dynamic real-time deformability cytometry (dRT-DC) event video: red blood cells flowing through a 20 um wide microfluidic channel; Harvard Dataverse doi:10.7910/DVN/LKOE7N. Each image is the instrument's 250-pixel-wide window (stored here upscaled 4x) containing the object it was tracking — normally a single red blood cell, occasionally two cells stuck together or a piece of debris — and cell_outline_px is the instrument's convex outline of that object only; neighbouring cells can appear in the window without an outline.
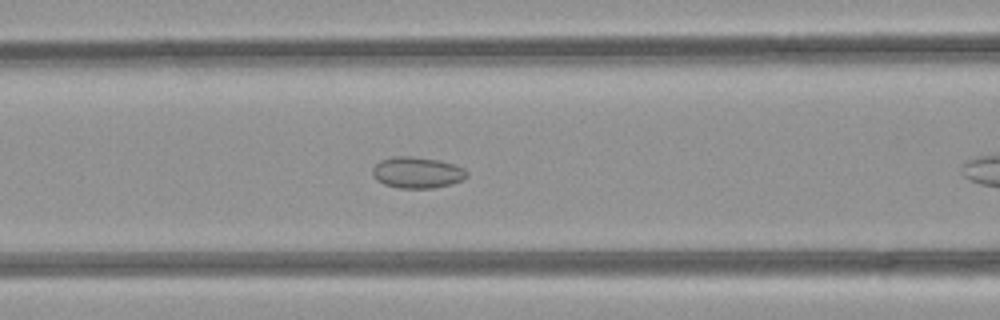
{"species": "common noctule bat (a hibernating species)", "species_latin": "Nyctalus noctula", "temperature_condition": "room temperature", "stored_images_in_passage": 41, "camera_frame_rate_fps": 3000, "um_per_image_px": 0.085, "animal": {"sex": "female", "body_mass_g": 21.9}, "frame": {"image": 1, "passage_image": 10, "time_ms": 3.0, "image_size_px": [1000, 320], "cell_outline_px": [[468, 176], [464, 180], [432, 188], [400, 188], [384, 184], [376, 180], [372, 176], [372, 168], [380, 160], [396, 156], [408, 156], [440, 160], [464, 168], [468, 172]], "centroid_in_image_um": [35.45, 14.66], "position_along_channel_um": 131.2, "area_um2": 17.17}}
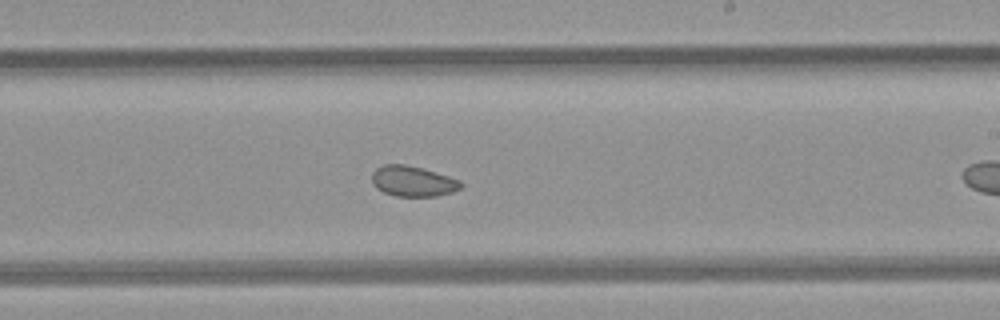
{"frame": {"image": 2, "passage_image": 19, "time_ms": 6.0, "image_size_px": [1000, 320], "cell_outline_px": [[464, 184], [460, 188], [452, 192], [436, 196], [396, 196], [384, 192], [376, 188], [372, 184], [372, 172], [376, 168], [384, 164], [404, 164], [424, 168], [460, 180]], "centroid_in_image_um": [35.08, 15.39], "position_along_channel_um": 253.9, "area_um2": 15.9}}
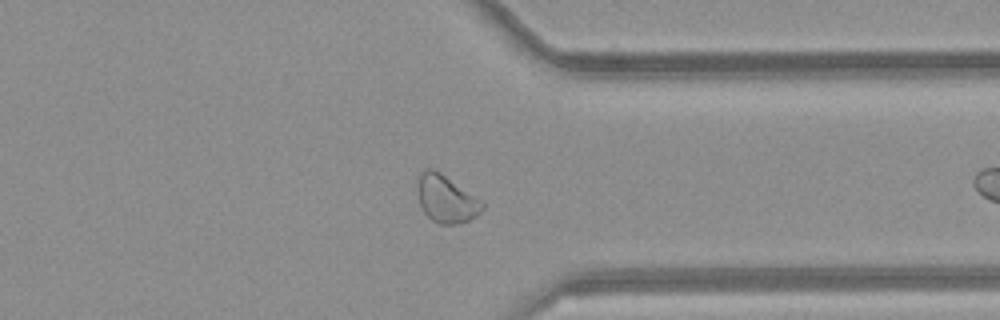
{"frame": {"image": 3, "passage_image": 28, "time_ms": 9.0, "image_size_px": [1000, 320], "cell_outline_px": [[484, 208], [476, 216], [468, 220], [456, 224], [440, 224], [432, 220], [424, 212], [420, 204], [416, 184], [416, 180], [420, 172], [424, 168], [432, 168], [440, 172], [480, 200], [484, 204]], "centroid_in_image_um": [37.88, 16.89], "position_along_channel_um": 373.5, "area_um2": 17.8}, "authors_computed_cell_mechanics": {"area_um2": 17.34, "velocity_mm_per_s": 4.1023, "shape_relaxation_time_tau1_ms": null, "shape_relaxation_time_tau2_ms": 5.3134, "deformation_change_tau1": null, "deformation_change_tau2": 0.0917}}